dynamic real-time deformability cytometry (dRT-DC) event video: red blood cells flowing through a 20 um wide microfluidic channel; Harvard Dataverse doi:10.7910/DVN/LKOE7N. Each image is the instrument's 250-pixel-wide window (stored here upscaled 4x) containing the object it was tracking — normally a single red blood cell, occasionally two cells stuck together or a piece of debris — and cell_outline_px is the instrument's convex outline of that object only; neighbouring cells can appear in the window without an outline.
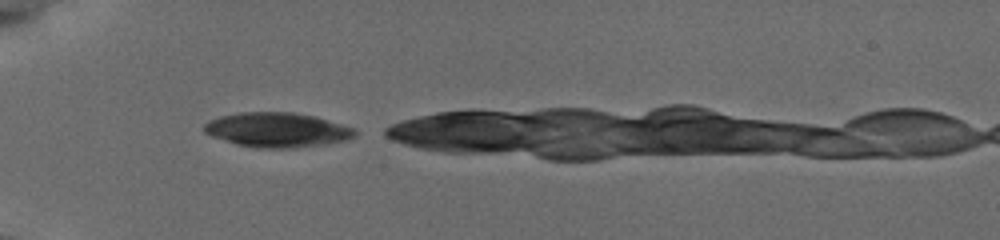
{"species": "common noctule bat (a hibernating species)", "species_latin": "Nyctalus noctula", "temperature_condition": "cold", "stored_images_in_passage": 9, "camera_frame_rate_fps": 3000, "um_per_image_px": 0.085, "animal": {"sex": "female", "body_mass_g": 19.5, "forearm_length_mm": 54.1}, "frame": {"image": 1, "passage_image": 1, "time_ms": 0.0, "image_size_px": [1000, 240], "cell_outline_px": [[356, 136], [348, 140], [324, 144], [292, 148], [260, 148], [236, 144], [212, 136], [204, 132], [204, 124], [208, 120], [220, 116], [240, 112], [292, 112], [316, 116], [356, 128]], "centroid_in_image_um": [23.59, 11.03], "position_along_channel_um": 61.4, "area_um2": 30.58}}